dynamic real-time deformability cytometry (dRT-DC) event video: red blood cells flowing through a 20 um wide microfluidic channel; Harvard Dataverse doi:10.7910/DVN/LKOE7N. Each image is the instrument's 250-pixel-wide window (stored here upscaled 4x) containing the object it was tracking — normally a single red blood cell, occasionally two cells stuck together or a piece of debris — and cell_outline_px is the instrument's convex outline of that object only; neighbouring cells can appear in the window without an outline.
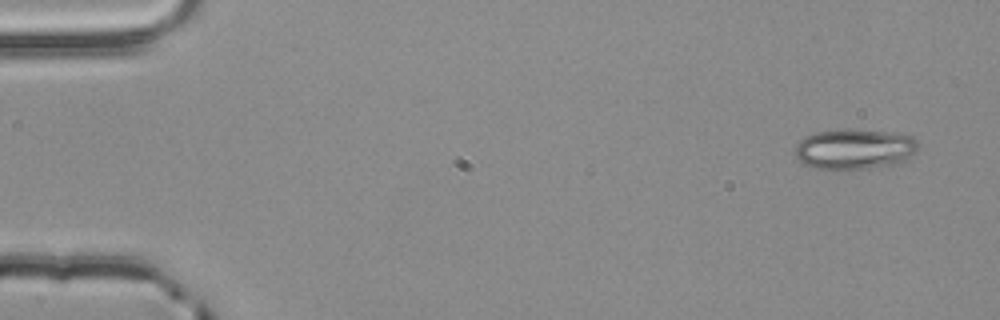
{"species": "common noctule bat (a hibernating species)", "species_latin": "Nyctalus noctula", "temperature_condition": "room temperature", "stored_images_in_passage": 5, "camera_frame_rate_fps": 3000, "um_per_image_px": 0.085, "animal": {"sex": "male", "body_mass_g": 20.4}, "frame": {"image": 1, "passage_image": 1, "time_ms": 0.0, "image_size_px": [1000, 320], "cell_outline_px": [[920, 144], [916, 152], [904, 160], [896, 164], [864, 168], [816, 168], [804, 164], [796, 156], [796, 144], [804, 136], [816, 132], [840, 128], [852, 128], [884, 132], [912, 136]], "centroid_in_image_um": [72.63, 12.63], "position_along_channel_um": 12.4, "area_um2": 28.84}}